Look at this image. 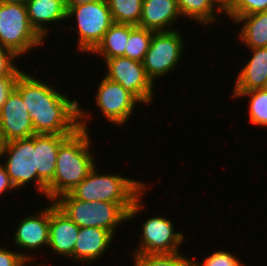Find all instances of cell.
<instances>
[{"label": "cell", "mask_w": 267, "mask_h": 266, "mask_svg": "<svg viewBox=\"0 0 267 266\" xmlns=\"http://www.w3.org/2000/svg\"><path fill=\"white\" fill-rule=\"evenodd\" d=\"M5 144H6V142L3 138V135L0 133V160H2Z\"/></svg>", "instance_id": "e575fe53"}, {"label": "cell", "mask_w": 267, "mask_h": 266, "mask_svg": "<svg viewBox=\"0 0 267 266\" xmlns=\"http://www.w3.org/2000/svg\"><path fill=\"white\" fill-rule=\"evenodd\" d=\"M2 159L4 160H1V164L5 167L10 181L17 190L20 187L24 189V186L33 183L36 192L43 194L46 198L47 185L37 174L35 135L7 142Z\"/></svg>", "instance_id": "52a82bcc"}, {"label": "cell", "mask_w": 267, "mask_h": 266, "mask_svg": "<svg viewBox=\"0 0 267 266\" xmlns=\"http://www.w3.org/2000/svg\"><path fill=\"white\" fill-rule=\"evenodd\" d=\"M28 1L29 0H0V3H16V4L26 5Z\"/></svg>", "instance_id": "d590c367"}, {"label": "cell", "mask_w": 267, "mask_h": 266, "mask_svg": "<svg viewBox=\"0 0 267 266\" xmlns=\"http://www.w3.org/2000/svg\"><path fill=\"white\" fill-rule=\"evenodd\" d=\"M17 59L20 60L10 49L0 45V78L19 76L24 69L16 65L20 64Z\"/></svg>", "instance_id": "f1b7e54d"}, {"label": "cell", "mask_w": 267, "mask_h": 266, "mask_svg": "<svg viewBox=\"0 0 267 266\" xmlns=\"http://www.w3.org/2000/svg\"><path fill=\"white\" fill-rule=\"evenodd\" d=\"M234 23L243 24L237 31V40L246 49L267 47V11L240 16Z\"/></svg>", "instance_id": "ffe728a7"}, {"label": "cell", "mask_w": 267, "mask_h": 266, "mask_svg": "<svg viewBox=\"0 0 267 266\" xmlns=\"http://www.w3.org/2000/svg\"><path fill=\"white\" fill-rule=\"evenodd\" d=\"M97 166L96 163L69 193L77 200L117 203L128 214V222L133 221L145 209L142 199L147 194L149 184L136 178H127L121 173L102 174Z\"/></svg>", "instance_id": "3957f363"}, {"label": "cell", "mask_w": 267, "mask_h": 266, "mask_svg": "<svg viewBox=\"0 0 267 266\" xmlns=\"http://www.w3.org/2000/svg\"><path fill=\"white\" fill-rule=\"evenodd\" d=\"M139 243L132 254H173L182 252L185 235L175 231L173 221L161 214L148 218L141 225ZM181 247V248H180ZM180 250V251H179Z\"/></svg>", "instance_id": "30bf717a"}, {"label": "cell", "mask_w": 267, "mask_h": 266, "mask_svg": "<svg viewBox=\"0 0 267 266\" xmlns=\"http://www.w3.org/2000/svg\"><path fill=\"white\" fill-rule=\"evenodd\" d=\"M14 88L22 97L36 134L71 135L80 128V102L57 86L23 70Z\"/></svg>", "instance_id": "6da1fadb"}, {"label": "cell", "mask_w": 267, "mask_h": 266, "mask_svg": "<svg viewBox=\"0 0 267 266\" xmlns=\"http://www.w3.org/2000/svg\"><path fill=\"white\" fill-rule=\"evenodd\" d=\"M33 214V215H32ZM28 217H21L14 229L13 242L20 249V254L27 260L36 263V249L47 248L49 242V205L32 213ZM45 246V247H44ZM27 250L28 253H25ZM36 255H32V254ZM31 254V255H30ZM34 256V257H33ZM35 259V260H34Z\"/></svg>", "instance_id": "7c38bea8"}, {"label": "cell", "mask_w": 267, "mask_h": 266, "mask_svg": "<svg viewBox=\"0 0 267 266\" xmlns=\"http://www.w3.org/2000/svg\"><path fill=\"white\" fill-rule=\"evenodd\" d=\"M133 266H192V259L182 252L173 254H131Z\"/></svg>", "instance_id": "484cf974"}, {"label": "cell", "mask_w": 267, "mask_h": 266, "mask_svg": "<svg viewBox=\"0 0 267 266\" xmlns=\"http://www.w3.org/2000/svg\"><path fill=\"white\" fill-rule=\"evenodd\" d=\"M75 18L71 31L78 34L77 52L89 54L101 42L114 21L106 0L71 6L67 9V21ZM76 26V27H75Z\"/></svg>", "instance_id": "8992f818"}, {"label": "cell", "mask_w": 267, "mask_h": 266, "mask_svg": "<svg viewBox=\"0 0 267 266\" xmlns=\"http://www.w3.org/2000/svg\"><path fill=\"white\" fill-rule=\"evenodd\" d=\"M181 19L177 0H143L142 15L138 26L154 32H170Z\"/></svg>", "instance_id": "2e32d148"}, {"label": "cell", "mask_w": 267, "mask_h": 266, "mask_svg": "<svg viewBox=\"0 0 267 266\" xmlns=\"http://www.w3.org/2000/svg\"><path fill=\"white\" fill-rule=\"evenodd\" d=\"M95 92V103L102 116L115 127L124 126L142 103L121 84L103 76Z\"/></svg>", "instance_id": "8fae6325"}, {"label": "cell", "mask_w": 267, "mask_h": 266, "mask_svg": "<svg viewBox=\"0 0 267 266\" xmlns=\"http://www.w3.org/2000/svg\"><path fill=\"white\" fill-rule=\"evenodd\" d=\"M37 264L31 261H26L22 266H36Z\"/></svg>", "instance_id": "8d00e7d4"}, {"label": "cell", "mask_w": 267, "mask_h": 266, "mask_svg": "<svg viewBox=\"0 0 267 266\" xmlns=\"http://www.w3.org/2000/svg\"><path fill=\"white\" fill-rule=\"evenodd\" d=\"M267 11V0H235L231 11L227 14L233 23L244 15Z\"/></svg>", "instance_id": "83f0119b"}, {"label": "cell", "mask_w": 267, "mask_h": 266, "mask_svg": "<svg viewBox=\"0 0 267 266\" xmlns=\"http://www.w3.org/2000/svg\"><path fill=\"white\" fill-rule=\"evenodd\" d=\"M78 227L55 203L49 202L48 247L56 257H67L74 262V247L79 234ZM58 255V256H57Z\"/></svg>", "instance_id": "5bb4252c"}, {"label": "cell", "mask_w": 267, "mask_h": 266, "mask_svg": "<svg viewBox=\"0 0 267 266\" xmlns=\"http://www.w3.org/2000/svg\"><path fill=\"white\" fill-rule=\"evenodd\" d=\"M114 236L110 231L97 227H80L79 234L74 247V261L82 264L92 265L94 261L100 260L102 255L114 241Z\"/></svg>", "instance_id": "9a60e30c"}, {"label": "cell", "mask_w": 267, "mask_h": 266, "mask_svg": "<svg viewBox=\"0 0 267 266\" xmlns=\"http://www.w3.org/2000/svg\"><path fill=\"white\" fill-rule=\"evenodd\" d=\"M237 257L225 249L218 250L204 257L203 261L199 262V260L192 259V266H245V262Z\"/></svg>", "instance_id": "4316f807"}, {"label": "cell", "mask_w": 267, "mask_h": 266, "mask_svg": "<svg viewBox=\"0 0 267 266\" xmlns=\"http://www.w3.org/2000/svg\"><path fill=\"white\" fill-rule=\"evenodd\" d=\"M27 260L20 254L7 247H0V266H22Z\"/></svg>", "instance_id": "f546056e"}, {"label": "cell", "mask_w": 267, "mask_h": 266, "mask_svg": "<svg viewBox=\"0 0 267 266\" xmlns=\"http://www.w3.org/2000/svg\"><path fill=\"white\" fill-rule=\"evenodd\" d=\"M100 60H104L106 66V73L102 76L121 84L142 105L153 103L156 85L148 78L142 62L124 56Z\"/></svg>", "instance_id": "9c48e42d"}, {"label": "cell", "mask_w": 267, "mask_h": 266, "mask_svg": "<svg viewBox=\"0 0 267 266\" xmlns=\"http://www.w3.org/2000/svg\"><path fill=\"white\" fill-rule=\"evenodd\" d=\"M170 32H154L148 51L143 60L148 78L156 84V80L163 78L179 67L184 55L186 42L183 34L178 30Z\"/></svg>", "instance_id": "ba28073f"}, {"label": "cell", "mask_w": 267, "mask_h": 266, "mask_svg": "<svg viewBox=\"0 0 267 266\" xmlns=\"http://www.w3.org/2000/svg\"><path fill=\"white\" fill-rule=\"evenodd\" d=\"M45 40L31 26L24 4L0 3V45L22 57Z\"/></svg>", "instance_id": "5b68a950"}, {"label": "cell", "mask_w": 267, "mask_h": 266, "mask_svg": "<svg viewBox=\"0 0 267 266\" xmlns=\"http://www.w3.org/2000/svg\"><path fill=\"white\" fill-rule=\"evenodd\" d=\"M79 105L80 128L59 146L53 180L47 185L46 199L54 201L74 189L95 166L92 139L88 130L93 115ZM92 148V151H90Z\"/></svg>", "instance_id": "7a4b0ae2"}, {"label": "cell", "mask_w": 267, "mask_h": 266, "mask_svg": "<svg viewBox=\"0 0 267 266\" xmlns=\"http://www.w3.org/2000/svg\"><path fill=\"white\" fill-rule=\"evenodd\" d=\"M0 133L5 142L35 135L31 117L20 93L13 88L0 110Z\"/></svg>", "instance_id": "4fadbf2b"}, {"label": "cell", "mask_w": 267, "mask_h": 266, "mask_svg": "<svg viewBox=\"0 0 267 266\" xmlns=\"http://www.w3.org/2000/svg\"><path fill=\"white\" fill-rule=\"evenodd\" d=\"M235 0H210L212 5L221 13L228 14L234 4ZM225 12V13H224Z\"/></svg>", "instance_id": "d6a6232c"}, {"label": "cell", "mask_w": 267, "mask_h": 266, "mask_svg": "<svg viewBox=\"0 0 267 266\" xmlns=\"http://www.w3.org/2000/svg\"><path fill=\"white\" fill-rule=\"evenodd\" d=\"M153 33L152 30L129 24V38L125 49V57L143 62Z\"/></svg>", "instance_id": "d4e9b609"}, {"label": "cell", "mask_w": 267, "mask_h": 266, "mask_svg": "<svg viewBox=\"0 0 267 266\" xmlns=\"http://www.w3.org/2000/svg\"><path fill=\"white\" fill-rule=\"evenodd\" d=\"M129 38V24L113 25L105 32L101 42L90 53L102 59L125 57V49Z\"/></svg>", "instance_id": "44dd1931"}, {"label": "cell", "mask_w": 267, "mask_h": 266, "mask_svg": "<svg viewBox=\"0 0 267 266\" xmlns=\"http://www.w3.org/2000/svg\"><path fill=\"white\" fill-rule=\"evenodd\" d=\"M54 203L78 227L102 228L115 236L117 227L128 223V214L117 203L77 200L70 193L59 196Z\"/></svg>", "instance_id": "277c9868"}, {"label": "cell", "mask_w": 267, "mask_h": 266, "mask_svg": "<svg viewBox=\"0 0 267 266\" xmlns=\"http://www.w3.org/2000/svg\"><path fill=\"white\" fill-rule=\"evenodd\" d=\"M18 77H3L0 78V110L7 96L13 90Z\"/></svg>", "instance_id": "4dcf8cb0"}, {"label": "cell", "mask_w": 267, "mask_h": 266, "mask_svg": "<svg viewBox=\"0 0 267 266\" xmlns=\"http://www.w3.org/2000/svg\"><path fill=\"white\" fill-rule=\"evenodd\" d=\"M26 7L31 26L44 40L52 25L67 21L65 0H29Z\"/></svg>", "instance_id": "e0dca14e"}, {"label": "cell", "mask_w": 267, "mask_h": 266, "mask_svg": "<svg viewBox=\"0 0 267 266\" xmlns=\"http://www.w3.org/2000/svg\"><path fill=\"white\" fill-rule=\"evenodd\" d=\"M232 99L248 98L249 122L254 126L267 129V88L245 92H232ZM243 97V98H242Z\"/></svg>", "instance_id": "603a6c76"}, {"label": "cell", "mask_w": 267, "mask_h": 266, "mask_svg": "<svg viewBox=\"0 0 267 266\" xmlns=\"http://www.w3.org/2000/svg\"><path fill=\"white\" fill-rule=\"evenodd\" d=\"M17 189L14 187L12 182L10 181L9 175L7 174V171L5 167L0 163V197H3L2 195L5 193H12Z\"/></svg>", "instance_id": "1f68e13d"}, {"label": "cell", "mask_w": 267, "mask_h": 266, "mask_svg": "<svg viewBox=\"0 0 267 266\" xmlns=\"http://www.w3.org/2000/svg\"><path fill=\"white\" fill-rule=\"evenodd\" d=\"M68 136L35 134L37 174L46 185L53 180L59 146Z\"/></svg>", "instance_id": "d6986e66"}, {"label": "cell", "mask_w": 267, "mask_h": 266, "mask_svg": "<svg viewBox=\"0 0 267 266\" xmlns=\"http://www.w3.org/2000/svg\"><path fill=\"white\" fill-rule=\"evenodd\" d=\"M177 4L183 18L194 20L205 28L215 22L220 23L217 18L220 12L210 0H177Z\"/></svg>", "instance_id": "7402d4cb"}, {"label": "cell", "mask_w": 267, "mask_h": 266, "mask_svg": "<svg viewBox=\"0 0 267 266\" xmlns=\"http://www.w3.org/2000/svg\"><path fill=\"white\" fill-rule=\"evenodd\" d=\"M250 59L240 69L232 92L267 88V47L249 49Z\"/></svg>", "instance_id": "ac0fdd59"}, {"label": "cell", "mask_w": 267, "mask_h": 266, "mask_svg": "<svg viewBox=\"0 0 267 266\" xmlns=\"http://www.w3.org/2000/svg\"><path fill=\"white\" fill-rule=\"evenodd\" d=\"M114 23L138 26L143 0H106Z\"/></svg>", "instance_id": "cb8c5ba5"}, {"label": "cell", "mask_w": 267, "mask_h": 266, "mask_svg": "<svg viewBox=\"0 0 267 266\" xmlns=\"http://www.w3.org/2000/svg\"><path fill=\"white\" fill-rule=\"evenodd\" d=\"M103 0H65L66 8L68 9L71 6H77L84 3L99 2Z\"/></svg>", "instance_id": "836d02e7"}]
</instances>
